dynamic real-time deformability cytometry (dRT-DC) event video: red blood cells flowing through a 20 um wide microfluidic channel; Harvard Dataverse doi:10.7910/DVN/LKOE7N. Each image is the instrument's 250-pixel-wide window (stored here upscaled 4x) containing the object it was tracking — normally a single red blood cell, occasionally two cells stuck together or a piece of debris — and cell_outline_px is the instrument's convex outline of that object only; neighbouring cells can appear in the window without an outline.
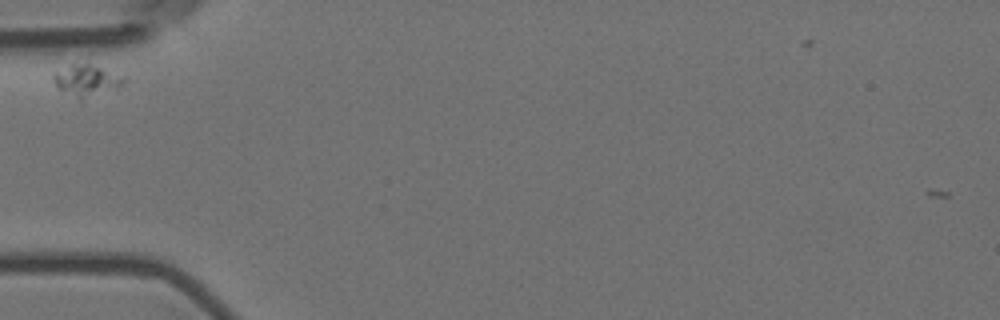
{"species": "Egyptian fruit bat (a non-hibernating species)", "species_latin": "Rousettus aegyptiacus", "temperature_condition": "room temperature", "stored_images_in_passage": 38, "camera_frame_rate_fps": 3000, "um_per_image_px": 0.085, "animal": {"sex": "female"}, "frame": {"image": 1, "passage_image": 3, "time_ms": 0.667, "image_size_px": [1000, 320], "cell_outline_px": [[128, 80], [124, 84], [84, 104], [80, 104], [56, 88], [52, 80], [52, 72], [72, 64], [88, 64], [128, 76]], "centroid_in_image_um": [7.35, 6.94], "position_along_channel_um": 77.7, "area_um2": 14.16}}
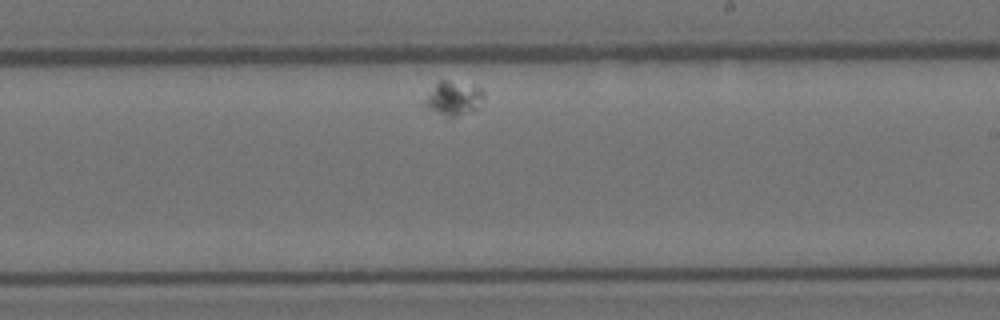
{"frame": {"image": 2, "passage_image": 23, "time_ms": 7.333, "image_size_px": [1000, 320], "cell_outline_px": [[484, 100], [476, 108], [456, 116], [452, 116], [428, 108], [424, 104], [424, 100], [436, 84], [440, 80], [448, 80], [480, 88], [484, 92]], "centroid_in_image_um": [38.58, 8.32], "position_along_channel_um": 250.4, "area_um2": 11.04}}
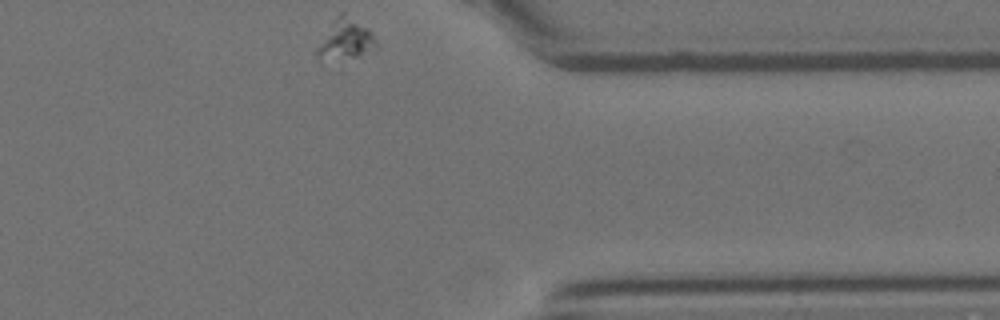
{"frame": {"image": 3, "passage_image": 38, "time_ms": 12.333, "image_size_px": [1000, 320], "cell_outline_px": [[376, 48], [348, 60], [316, 56], [316, 48], [332, 20], [340, 12], [344, 12], [368, 28], [372, 32], [376, 40]], "centroid_in_image_um": [29.38, 3.32], "position_along_channel_um": 382.0, "area_um2": 13.76}}